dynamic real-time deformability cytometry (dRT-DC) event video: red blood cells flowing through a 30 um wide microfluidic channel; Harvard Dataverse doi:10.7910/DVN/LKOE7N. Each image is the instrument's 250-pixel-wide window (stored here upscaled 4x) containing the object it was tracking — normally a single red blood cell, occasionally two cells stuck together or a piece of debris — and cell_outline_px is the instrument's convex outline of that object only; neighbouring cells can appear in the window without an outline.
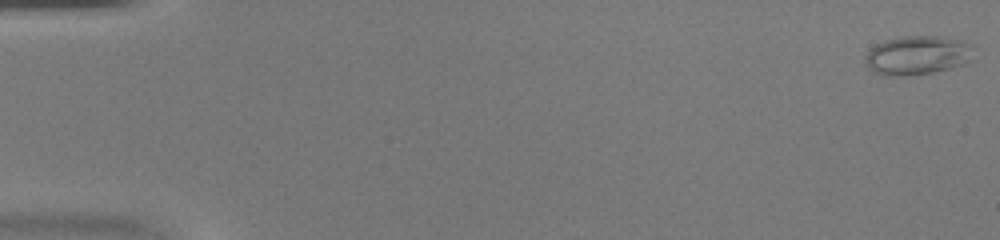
{"species": "common noctule bat (a hibernating species)", "species_latin": "Nyctalus noctula", "temperature_condition": "warm", "stored_images_in_passage": 46, "camera_frame_rate_fps": 3000, "um_per_image_px": 0.085, "animal": {"sex": "female", "body_mass_g": 20.0, "forearm_length_mm": 54.0}, "frame": {"image": 1, "passage_image": 1, "time_ms": 0.0, "image_size_px": [1000, 240], "cell_outline_px": [[972, 44], [968, 60], [964, 64], [952, 68], [932, 72], [904, 76], [884, 76], [872, 72], [868, 68], [864, 60], [868, 52], [876, 44], [884, 40], [904, 36], [940, 36], [960, 40]], "centroid_in_image_um": [77.92, 4.71], "position_along_channel_um": 7.1, "area_um2": 24.57}}
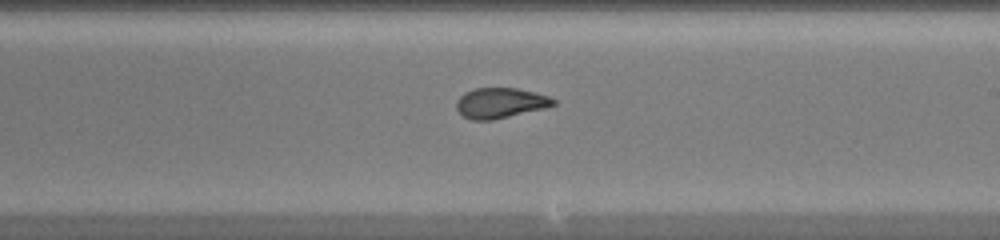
{"frame": {"image": 2, "passage_image": 28, "time_ms": 9.0, "image_size_px": [1000, 240], "cell_outline_px": [[556, 104], [544, 108], [492, 120], [472, 120], [464, 116], [456, 108], [456, 100], [464, 92], [476, 88], [516, 88], [536, 92], [548, 96], [556, 100]], "centroid_in_image_um": [42.52, 8.74], "position_along_channel_um": 246.5, "area_um2": 17.05}}
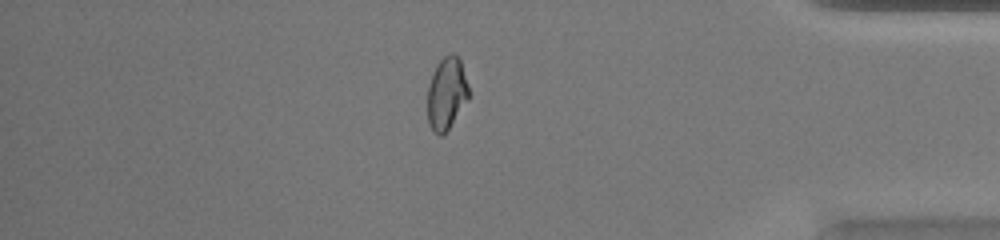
{"frame": {"image": 3, "passage_image": 40, "time_ms": 13.0, "image_size_px": [1000, 240], "cell_outline_px": [[472, 92], [448, 128], [440, 136], [432, 132], [428, 124], [428, 84], [432, 72], [436, 64], [444, 56], [452, 52], [460, 60]], "centroid_in_image_um": [37.96, 7.91], "position_along_channel_um": 397.2, "area_um2": 17.51}}